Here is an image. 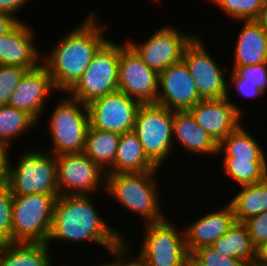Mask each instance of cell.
Instances as JSON below:
<instances>
[{
  "instance_id": "obj_4",
  "label": "cell",
  "mask_w": 267,
  "mask_h": 266,
  "mask_svg": "<svg viewBox=\"0 0 267 266\" xmlns=\"http://www.w3.org/2000/svg\"><path fill=\"white\" fill-rule=\"evenodd\" d=\"M19 158L17 164L9 158L8 185L13 196L59 195L54 154L32 149Z\"/></svg>"
},
{
  "instance_id": "obj_9",
  "label": "cell",
  "mask_w": 267,
  "mask_h": 266,
  "mask_svg": "<svg viewBox=\"0 0 267 266\" xmlns=\"http://www.w3.org/2000/svg\"><path fill=\"white\" fill-rule=\"evenodd\" d=\"M168 219L143 223L144 239L137 253L148 266H185L188 250L184 228L179 230Z\"/></svg>"
},
{
  "instance_id": "obj_17",
  "label": "cell",
  "mask_w": 267,
  "mask_h": 266,
  "mask_svg": "<svg viewBox=\"0 0 267 266\" xmlns=\"http://www.w3.org/2000/svg\"><path fill=\"white\" fill-rule=\"evenodd\" d=\"M58 92L47 68L41 63L36 69L28 70L12 92L8 105L30 114L38 123L42 120L48 98ZM42 116V117H41Z\"/></svg>"
},
{
  "instance_id": "obj_2",
  "label": "cell",
  "mask_w": 267,
  "mask_h": 266,
  "mask_svg": "<svg viewBox=\"0 0 267 266\" xmlns=\"http://www.w3.org/2000/svg\"><path fill=\"white\" fill-rule=\"evenodd\" d=\"M92 195H59L54 203L53 222L47 244L52 242H92L107 252L125 238L120 229L110 225L99 214ZM102 217V218H101ZM111 226V227H110ZM113 227V228H112ZM51 242V243H50Z\"/></svg>"
},
{
  "instance_id": "obj_24",
  "label": "cell",
  "mask_w": 267,
  "mask_h": 266,
  "mask_svg": "<svg viewBox=\"0 0 267 266\" xmlns=\"http://www.w3.org/2000/svg\"><path fill=\"white\" fill-rule=\"evenodd\" d=\"M47 243H8L0 245V266H53Z\"/></svg>"
},
{
  "instance_id": "obj_31",
  "label": "cell",
  "mask_w": 267,
  "mask_h": 266,
  "mask_svg": "<svg viewBox=\"0 0 267 266\" xmlns=\"http://www.w3.org/2000/svg\"><path fill=\"white\" fill-rule=\"evenodd\" d=\"M229 83H250L258 87L263 93L267 91V62L250 65L232 67Z\"/></svg>"
},
{
  "instance_id": "obj_12",
  "label": "cell",
  "mask_w": 267,
  "mask_h": 266,
  "mask_svg": "<svg viewBox=\"0 0 267 266\" xmlns=\"http://www.w3.org/2000/svg\"><path fill=\"white\" fill-rule=\"evenodd\" d=\"M178 30L174 25H165L153 32L144 43L131 39L125 41L149 68L159 74L182 60L185 47L196 36Z\"/></svg>"
},
{
  "instance_id": "obj_39",
  "label": "cell",
  "mask_w": 267,
  "mask_h": 266,
  "mask_svg": "<svg viewBox=\"0 0 267 266\" xmlns=\"http://www.w3.org/2000/svg\"><path fill=\"white\" fill-rule=\"evenodd\" d=\"M18 16H13L9 13H5L0 11V36L7 34L10 32L20 21L23 19H19Z\"/></svg>"
},
{
  "instance_id": "obj_40",
  "label": "cell",
  "mask_w": 267,
  "mask_h": 266,
  "mask_svg": "<svg viewBox=\"0 0 267 266\" xmlns=\"http://www.w3.org/2000/svg\"><path fill=\"white\" fill-rule=\"evenodd\" d=\"M31 0H0V11L9 13L13 16L20 12V9ZM19 11V12H18Z\"/></svg>"
},
{
  "instance_id": "obj_25",
  "label": "cell",
  "mask_w": 267,
  "mask_h": 266,
  "mask_svg": "<svg viewBox=\"0 0 267 266\" xmlns=\"http://www.w3.org/2000/svg\"><path fill=\"white\" fill-rule=\"evenodd\" d=\"M242 125L241 123L218 144V154L220 156L223 154L222 159L267 161V156L261 143Z\"/></svg>"
},
{
  "instance_id": "obj_29",
  "label": "cell",
  "mask_w": 267,
  "mask_h": 266,
  "mask_svg": "<svg viewBox=\"0 0 267 266\" xmlns=\"http://www.w3.org/2000/svg\"><path fill=\"white\" fill-rule=\"evenodd\" d=\"M222 161L224 174L234 180L239 187L261 182L267 177V161H250V159H223Z\"/></svg>"
},
{
  "instance_id": "obj_14",
  "label": "cell",
  "mask_w": 267,
  "mask_h": 266,
  "mask_svg": "<svg viewBox=\"0 0 267 266\" xmlns=\"http://www.w3.org/2000/svg\"><path fill=\"white\" fill-rule=\"evenodd\" d=\"M141 103L121 91L106 94L90 102L89 124L92 128L118 134L133 131Z\"/></svg>"
},
{
  "instance_id": "obj_18",
  "label": "cell",
  "mask_w": 267,
  "mask_h": 266,
  "mask_svg": "<svg viewBox=\"0 0 267 266\" xmlns=\"http://www.w3.org/2000/svg\"><path fill=\"white\" fill-rule=\"evenodd\" d=\"M25 23L20 21L10 32L0 36V65L33 70L42 63V54L34 43L35 30Z\"/></svg>"
},
{
  "instance_id": "obj_15",
  "label": "cell",
  "mask_w": 267,
  "mask_h": 266,
  "mask_svg": "<svg viewBox=\"0 0 267 266\" xmlns=\"http://www.w3.org/2000/svg\"><path fill=\"white\" fill-rule=\"evenodd\" d=\"M231 93L227 91L221 99L200 100L189 110L196 123L218 144L241 124L244 116L242 107L230 98Z\"/></svg>"
},
{
  "instance_id": "obj_27",
  "label": "cell",
  "mask_w": 267,
  "mask_h": 266,
  "mask_svg": "<svg viewBox=\"0 0 267 266\" xmlns=\"http://www.w3.org/2000/svg\"><path fill=\"white\" fill-rule=\"evenodd\" d=\"M241 188L228 202L236 222L267 211V177L258 183L241 185Z\"/></svg>"
},
{
  "instance_id": "obj_21",
  "label": "cell",
  "mask_w": 267,
  "mask_h": 266,
  "mask_svg": "<svg viewBox=\"0 0 267 266\" xmlns=\"http://www.w3.org/2000/svg\"><path fill=\"white\" fill-rule=\"evenodd\" d=\"M235 44L232 67L267 62V31L255 20H243Z\"/></svg>"
},
{
  "instance_id": "obj_41",
  "label": "cell",
  "mask_w": 267,
  "mask_h": 266,
  "mask_svg": "<svg viewBox=\"0 0 267 266\" xmlns=\"http://www.w3.org/2000/svg\"><path fill=\"white\" fill-rule=\"evenodd\" d=\"M255 21L267 31V0L264 1Z\"/></svg>"
},
{
  "instance_id": "obj_34",
  "label": "cell",
  "mask_w": 267,
  "mask_h": 266,
  "mask_svg": "<svg viewBox=\"0 0 267 266\" xmlns=\"http://www.w3.org/2000/svg\"><path fill=\"white\" fill-rule=\"evenodd\" d=\"M249 231L254 247L259 251L267 243V211L243 222Z\"/></svg>"
},
{
  "instance_id": "obj_36",
  "label": "cell",
  "mask_w": 267,
  "mask_h": 266,
  "mask_svg": "<svg viewBox=\"0 0 267 266\" xmlns=\"http://www.w3.org/2000/svg\"><path fill=\"white\" fill-rule=\"evenodd\" d=\"M127 242L128 240L124 238V240L118 245V266H148V264L138 254H136L135 257L130 254L132 252L130 250V242Z\"/></svg>"
},
{
  "instance_id": "obj_16",
  "label": "cell",
  "mask_w": 267,
  "mask_h": 266,
  "mask_svg": "<svg viewBox=\"0 0 267 266\" xmlns=\"http://www.w3.org/2000/svg\"><path fill=\"white\" fill-rule=\"evenodd\" d=\"M200 100L196 84L183 60L159 73L156 104L172 111H189Z\"/></svg>"
},
{
  "instance_id": "obj_22",
  "label": "cell",
  "mask_w": 267,
  "mask_h": 266,
  "mask_svg": "<svg viewBox=\"0 0 267 266\" xmlns=\"http://www.w3.org/2000/svg\"><path fill=\"white\" fill-rule=\"evenodd\" d=\"M160 170L161 168H158L145 154L139 138L133 131L121 134L113 163V173Z\"/></svg>"
},
{
  "instance_id": "obj_19",
  "label": "cell",
  "mask_w": 267,
  "mask_h": 266,
  "mask_svg": "<svg viewBox=\"0 0 267 266\" xmlns=\"http://www.w3.org/2000/svg\"><path fill=\"white\" fill-rule=\"evenodd\" d=\"M220 208L196 218L195 221L190 222V225L184 227L188 252H193L200 247L211 246L235 224L236 219L232 207L227 203Z\"/></svg>"
},
{
  "instance_id": "obj_1",
  "label": "cell",
  "mask_w": 267,
  "mask_h": 266,
  "mask_svg": "<svg viewBox=\"0 0 267 266\" xmlns=\"http://www.w3.org/2000/svg\"><path fill=\"white\" fill-rule=\"evenodd\" d=\"M96 14L95 10L90 12L75 29L57 39L47 55L42 54V64L58 93H67L78 82L94 55L109 40L105 38L109 25L100 23Z\"/></svg>"
},
{
  "instance_id": "obj_7",
  "label": "cell",
  "mask_w": 267,
  "mask_h": 266,
  "mask_svg": "<svg viewBox=\"0 0 267 266\" xmlns=\"http://www.w3.org/2000/svg\"><path fill=\"white\" fill-rule=\"evenodd\" d=\"M174 111L156 103L141 104L133 132L139 138L148 158L158 167L176 151L173 143ZM174 149V150H173Z\"/></svg>"
},
{
  "instance_id": "obj_33",
  "label": "cell",
  "mask_w": 267,
  "mask_h": 266,
  "mask_svg": "<svg viewBox=\"0 0 267 266\" xmlns=\"http://www.w3.org/2000/svg\"><path fill=\"white\" fill-rule=\"evenodd\" d=\"M28 69L19 66L0 65V105H6Z\"/></svg>"
},
{
  "instance_id": "obj_37",
  "label": "cell",
  "mask_w": 267,
  "mask_h": 266,
  "mask_svg": "<svg viewBox=\"0 0 267 266\" xmlns=\"http://www.w3.org/2000/svg\"><path fill=\"white\" fill-rule=\"evenodd\" d=\"M228 84V86H227V88H228V90L227 91H229L230 89L229 88H232V87H236L235 89H236V92L238 93V94H240V96H242V97H249L250 99L252 98H254V99H256V98H261V95L263 96V92L258 88V87H256L254 84H250V83H227ZM230 84H232V85H230Z\"/></svg>"
},
{
  "instance_id": "obj_11",
  "label": "cell",
  "mask_w": 267,
  "mask_h": 266,
  "mask_svg": "<svg viewBox=\"0 0 267 266\" xmlns=\"http://www.w3.org/2000/svg\"><path fill=\"white\" fill-rule=\"evenodd\" d=\"M56 161L59 195L105 193L106 173L84 152L61 154Z\"/></svg>"
},
{
  "instance_id": "obj_20",
  "label": "cell",
  "mask_w": 267,
  "mask_h": 266,
  "mask_svg": "<svg viewBox=\"0 0 267 266\" xmlns=\"http://www.w3.org/2000/svg\"><path fill=\"white\" fill-rule=\"evenodd\" d=\"M176 141L190 154L218 156V143L196 123L189 111H174L173 143ZM202 154V155H201Z\"/></svg>"
},
{
  "instance_id": "obj_28",
  "label": "cell",
  "mask_w": 267,
  "mask_h": 266,
  "mask_svg": "<svg viewBox=\"0 0 267 266\" xmlns=\"http://www.w3.org/2000/svg\"><path fill=\"white\" fill-rule=\"evenodd\" d=\"M38 123L30 114L8 104L0 105V145L10 148L16 138L26 134ZM13 141V142H12Z\"/></svg>"
},
{
  "instance_id": "obj_26",
  "label": "cell",
  "mask_w": 267,
  "mask_h": 266,
  "mask_svg": "<svg viewBox=\"0 0 267 266\" xmlns=\"http://www.w3.org/2000/svg\"><path fill=\"white\" fill-rule=\"evenodd\" d=\"M120 134L89 128L86 133L84 153L105 173H113Z\"/></svg>"
},
{
  "instance_id": "obj_13",
  "label": "cell",
  "mask_w": 267,
  "mask_h": 266,
  "mask_svg": "<svg viewBox=\"0 0 267 266\" xmlns=\"http://www.w3.org/2000/svg\"><path fill=\"white\" fill-rule=\"evenodd\" d=\"M159 74L124 41L120 43L118 90L141 104L156 103Z\"/></svg>"
},
{
  "instance_id": "obj_38",
  "label": "cell",
  "mask_w": 267,
  "mask_h": 266,
  "mask_svg": "<svg viewBox=\"0 0 267 266\" xmlns=\"http://www.w3.org/2000/svg\"><path fill=\"white\" fill-rule=\"evenodd\" d=\"M10 148L0 145V186L8 183Z\"/></svg>"
},
{
  "instance_id": "obj_35",
  "label": "cell",
  "mask_w": 267,
  "mask_h": 266,
  "mask_svg": "<svg viewBox=\"0 0 267 266\" xmlns=\"http://www.w3.org/2000/svg\"><path fill=\"white\" fill-rule=\"evenodd\" d=\"M192 253L207 266H247L240 259L220 255L211 246L200 247Z\"/></svg>"
},
{
  "instance_id": "obj_44",
  "label": "cell",
  "mask_w": 267,
  "mask_h": 266,
  "mask_svg": "<svg viewBox=\"0 0 267 266\" xmlns=\"http://www.w3.org/2000/svg\"><path fill=\"white\" fill-rule=\"evenodd\" d=\"M258 266H267V243L258 251Z\"/></svg>"
},
{
  "instance_id": "obj_23",
  "label": "cell",
  "mask_w": 267,
  "mask_h": 266,
  "mask_svg": "<svg viewBox=\"0 0 267 266\" xmlns=\"http://www.w3.org/2000/svg\"><path fill=\"white\" fill-rule=\"evenodd\" d=\"M211 247L222 256L240 259L247 266H258V250L254 247L248 228L243 222H235Z\"/></svg>"
},
{
  "instance_id": "obj_3",
  "label": "cell",
  "mask_w": 267,
  "mask_h": 266,
  "mask_svg": "<svg viewBox=\"0 0 267 266\" xmlns=\"http://www.w3.org/2000/svg\"><path fill=\"white\" fill-rule=\"evenodd\" d=\"M157 173H106L105 194L130 213L140 215L145 224L159 222L167 215L161 208Z\"/></svg>"
},
{
  "instance_id": "obj_42",
  "label": "cell",
  "mask_w": 267,
  "mask_h": 266,
  "mask_svg": "<svg viewBox=\"0 0 267 266\" xmlns=\"http://www.w3.org/2000/svg\"><path fill=\"white\" fill-rule=\"evenodd\" d=\"M108 252L111 254L114 261L112 262L110 260V262H107V263H106V261H105V263H99L98 262V264H96L94 266H118V246L110 249Z\"/></svg>"
},
{
  "instance_id": "obj_32",
  "label": "cell",
  "mask_w": 267,
  "mask_h": 266,
  "mask_svg": "<svg viewBox=\"0 0 267 266\" xmlns=\"http://www.w3.org/2000/svg\"><path fill=\"white\" fill-rule=\"evenodd\" d=\"M13 195L7 184L0 186V245L12 243Z\"/></svg>"
},
{
  "instance_id": "obj_10",
  "label": "cell",
  "mask_w": 267,
  "mask_h": 266,
  "mask_svg": "<svg viewBox=\"0 0 267 266\" xmlns=\"http://www.w3.org/2000/svg\"><path fill=\"white\" fill-rule=\"evenodd\" d=\"M205 46L201 35L197 34L185 47L182 60L202 100L225 98L228 90L225 74L229 69H222L221 63L210 55Z\"/></svg>"
},
{
  "instance_id": "obj_30",
  "label": "cell",
  "mask_w": 267,
  "mask_h": 266,
  "mask_svg": "<svg viewBox=\"0 0 267 266\" xmlns=\"http://www.w3.org/2000/svg\"><path fill=\"white\" fill-rule=\"evenodd\" d=\"M233 21L255 20L265 0H207Z\"/></svg>"
},
{
  "instance_id": "obj_6",
  "label": "cell",
  "mask_w": 267,
  "mask_h": 266,
  "mask_svg": "<svg viewBox=\"0 0 267 266\" xmlns=\"http://www.w3.org/2000/svg\"><path fill=\"white\" fill-rule=\"evenodd\" d=\"M59 195L13 196L12 243H47Z\"/></svg>"
},
{
  "instance_id": "obj_8",
  "label": "cell",
  "mask_w": 267,
  "mask_h": 266,
  "mask_svg": "<svg viewBox=\"0 0 267 266\" xmlns=\"http://www.w3.org/2000/svg\"><path fill=\"white\" fill-rule=\"evenodd\" d=\"M119 59L120 43L109 39L66 94L88 105L97 98L118 91Z\"/></svg>"
},
{
  "instance_id": "obj_5",
  "label": "cell",
  "mask_w": 267,
  "mask_h": 266,
  "mask_svg": "<svg viewBox=\"0 0 267 266\" xmlns=\"http://www.w3.org/2000/svg\"><path fill=\"white\" fill-rule=\"evenodd\" d=\"M60 101L47 118L48 125L45 128H48L47 132L53 143L51 150L47 151L55 156L83 153L90 125L88 107L68 94Z\"/></svg>"
},
{
  "instance_id": "obj_43",
  "label": "cell",
  "mask_w": 267,
  "mask_h": 266,
  "mask_svg": "<svg viewBox=\"0 0 267 266\" xmlns=\"http://www.w3.org/2000/svg\"><path fill=\"white\" fill-rule=\"evenodd\" d=\"M185 266H207L201 262L192 252H188Z\"/></svg>"
}]
</instances>
